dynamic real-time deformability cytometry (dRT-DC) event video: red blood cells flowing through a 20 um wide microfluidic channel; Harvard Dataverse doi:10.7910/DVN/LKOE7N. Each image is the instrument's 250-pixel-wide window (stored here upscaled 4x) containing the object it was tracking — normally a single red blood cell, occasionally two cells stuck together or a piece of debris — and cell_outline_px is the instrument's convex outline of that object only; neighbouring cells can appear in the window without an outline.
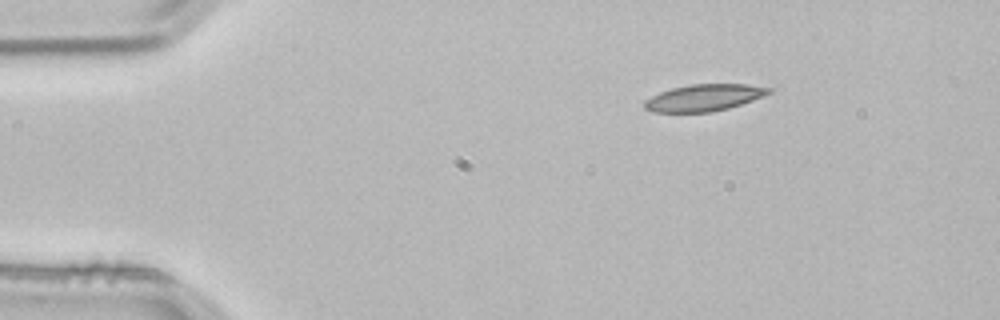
{"species": "common noctule bat (a hibernating species)", "species_latin": "Nyctalus noctula", "temperature_condition": "room temperature", "stored_images_in_passage": 3, "camera_frame_rate_fps": 3000, "um_per_image_px": 0.085, "animal": {"sex": "male", "body_mass_g": 21.5, "forearm_length_mm": 52.0}, "frame": {"image": 1, "passage_image": 1, "time_ms": 0.0, "image_size_px": [1000, 320], "cell_outline_px": [[772, 92], [764, 96], [728, 108], [712, 112], [652, 112], [644, 108], [644, 100], [660, 92], [672, 88], [692, 84], [748, 84], [772, 88]], "centroid_in_image_um": [59.84, 8.3], "position_along_channel_um": 25.2, "area_um2": 19.36}}
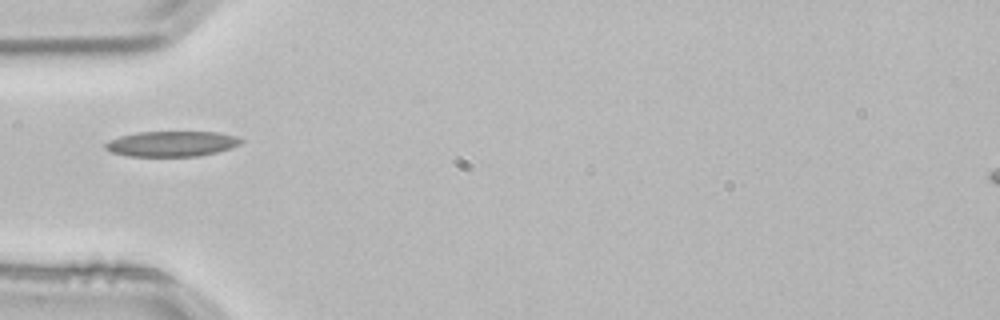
{"frame": {"image": 2, "passage_image": 3, "time_ms": 0.667, "image_size_px": [1000, 320], "cell_outline_px": [[244, 140], [240, 144], [216, 152], [196, 156], [128, 156], [112, 152], [104, 148], [104, 144], [108, 140], [120, 136], [136, 132], [216, 132], [236, 136]], "centroid_in_image_um": [14.55, 12.21], "position_along_channel_um": 70.4, "area_um2": 19.94}}